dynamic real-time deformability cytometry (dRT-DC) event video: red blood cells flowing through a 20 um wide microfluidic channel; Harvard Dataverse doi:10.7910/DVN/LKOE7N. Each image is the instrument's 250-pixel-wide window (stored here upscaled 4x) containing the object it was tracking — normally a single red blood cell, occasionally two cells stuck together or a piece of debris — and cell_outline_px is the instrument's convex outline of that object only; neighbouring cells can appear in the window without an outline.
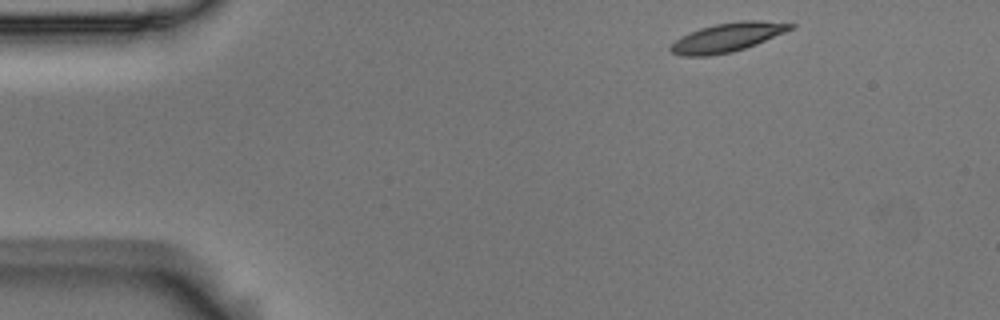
{"species": "Egyptian fruit bat (a non-hibernating species)", "species_latin": "Rousettus aegyptiacus", "temperature_condition": "room temperature", "stored_images_in_passage": 5, "camera_frame_rate_fps": 3000, "um_per_image_px": 0.085, "animal": {"sex": "male"}, "frame": {"image": 1, "passage_image": 1, "time_ms": 0.0, "image_size_px": [1000, 320], "cell_outline_px": [[796, 24], [792, 28], [784, 32], [756, 44], [732, 52], [708, 56], [684, 56], [672, 52], [668, 48], [680, 36], [700, 28], [716, 24], [740, 20], [760, 20]], "centroid_in_image_um": [61.8, 3.17], "position_along_channel_um": 23.2, "area_um2": 20.0}}
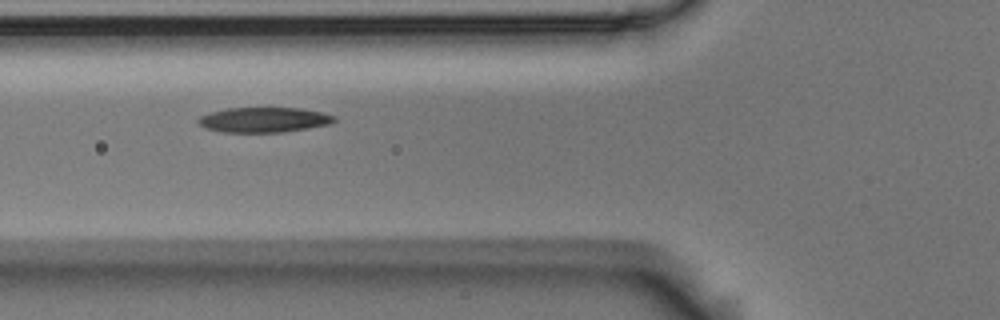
{"frame": {"image": 2, "passage_image": 4, "time_ms": 1.0, "image_size_px": [1000, 320], "cell_outline_px": [[336, 120], [328, 124], [284, 132], [224, 132], [204, 128], [196, 120], [200, 116], [208, 112], [228, 108], [300, 108], [320, 112], [336, 116]], "centroid_in_image_um": [22.38, 10.18], "position_along_channel_um": 103.4, "area_um2": 19.77}}
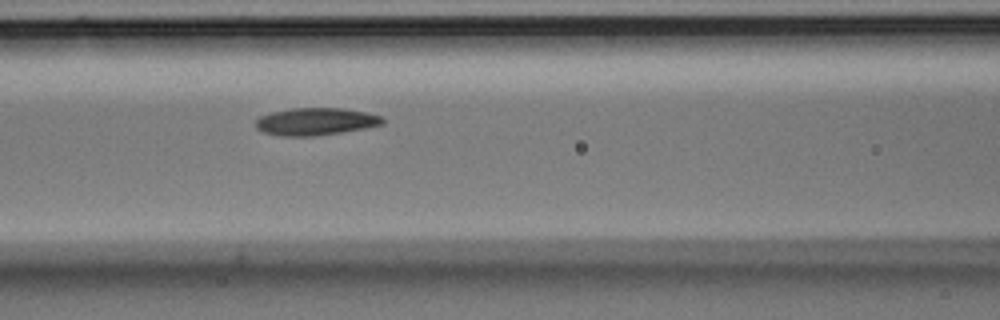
{"frame": {"image": 3, "passage_image": 5, "time_ms": 1.333, "image_size_px": [1000, 320], "cell_outline_px": [[384, 124], [364, 128], [340, 132], [312, 136], [280, 136], [264, 132], [256, 128], [256, 120], [260, 116], [272, 112], [292, 108], [344, 108], [364, 112], [380, 116], [384, 120]], "centroid_in_image_um": [26.81, 10.33], "position_along_channel_um": 139.8, "area_um2": 20.06}}